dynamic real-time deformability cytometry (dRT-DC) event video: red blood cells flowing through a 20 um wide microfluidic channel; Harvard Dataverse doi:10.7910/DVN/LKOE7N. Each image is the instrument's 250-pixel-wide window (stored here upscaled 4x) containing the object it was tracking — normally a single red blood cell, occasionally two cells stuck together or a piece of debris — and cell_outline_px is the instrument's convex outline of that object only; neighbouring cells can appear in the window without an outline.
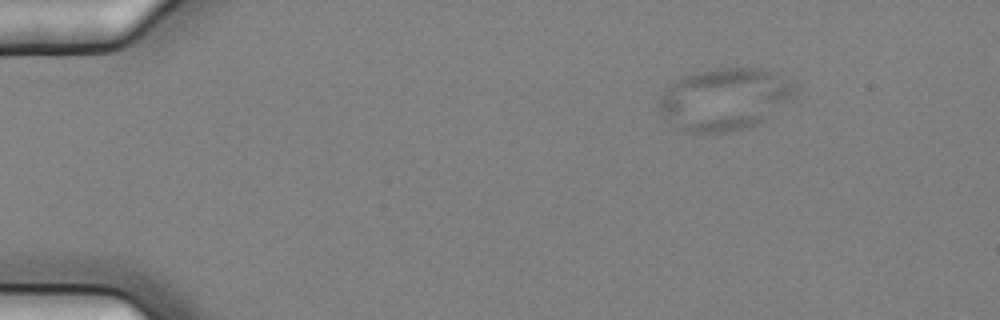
{"species": "common noctule bat (a hibernating species)", "species_latin": "Nyctalus noctula", "temperature_condition": "cold", "stored_images_in_passage": 6, "camera_frame_rate_fps": 3000, "um_per_image_px": 0.085, "animal": {"sex": "female", "body_mass_g": 25.1}, "frame": {"image": 1, "passage_image": 1, "time_ms": 0.0, "image_size_px": [1000, 320], "cell_outline_px": [[796, 92], [792, 100], [760, 124], [752, 128], [736, 132], [684, 132], [676, 128], [664, 116], [660, 108], [660, 96], [668, 84], [684, 76], [708, 68], [764, 68], [776, 72], [792, 84], [796, 88]], "centroid_in_image_um": [61.62, 8.44], "position_along_channel_um": 23.4, "area_um2": 49.88}}
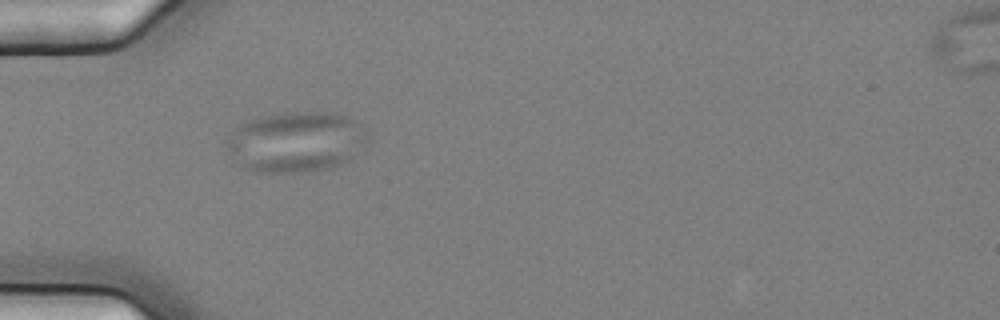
{"frame": {"image": 2, "passage_image": 4, "time_ms": 1.0, "image_size_px": [1000, 320], "cell_outline_px": [[372, 140], [364, 148], [340, 164], [332, 168], [300, 172], [252, 172], [240, 168], [224, 144], [232, 128], [248, 120], [260, 116], [288, 112], [328, 112], [344, 116], [356, 120], [360, 124]], "centroid_in_image_um": [25.13, 12.06], "position_along_channel_um": 59.9, "area_um2": 50.46}}
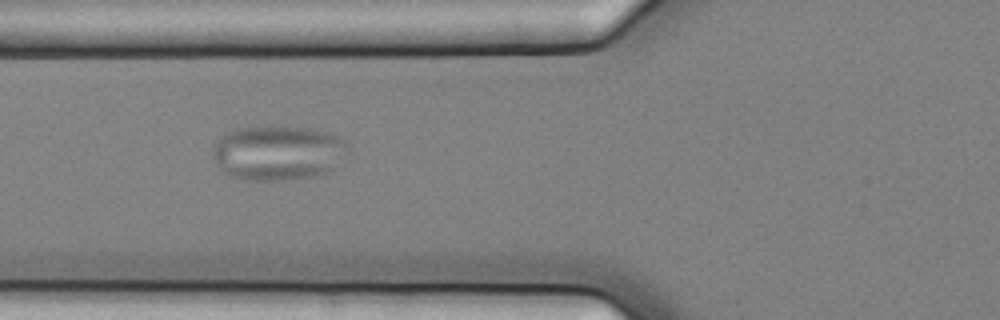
{"frame": {"image": 3, "passage_image": 5, "time_ms": 1.333, "image_size_px": [1000, 320], "cell_outline_px": [[348, 144], [332, 168], [328, 172], [308, 176], [276, 180], [244, 180], [232, 176], [224, 172], [220, 168], [212, 156], [212, 152], [220, 136], [228, 132], [240, 128], [312, 128], [328, 132], [344, 140]], "centroid_in_image_um": [23.56, 12.99], "position_along_channel_um": 102.2, "area_um2": 41.85}}